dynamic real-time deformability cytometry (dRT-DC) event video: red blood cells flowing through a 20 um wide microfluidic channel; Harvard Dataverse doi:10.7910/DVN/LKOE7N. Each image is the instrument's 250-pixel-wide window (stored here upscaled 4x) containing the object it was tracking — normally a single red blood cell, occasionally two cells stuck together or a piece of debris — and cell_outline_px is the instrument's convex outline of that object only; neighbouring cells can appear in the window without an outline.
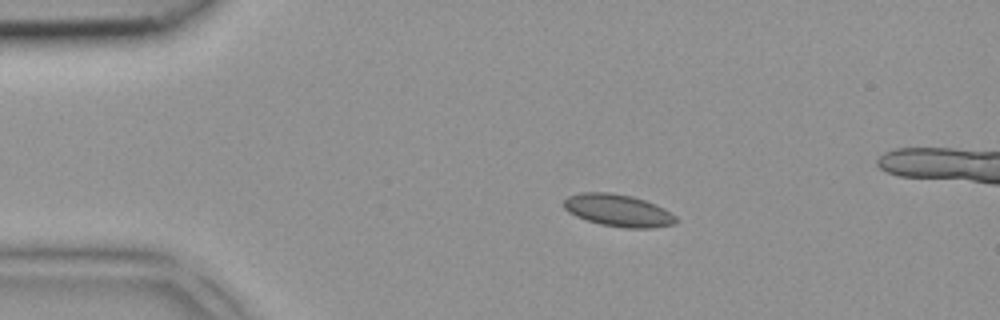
{"species": "common noctule bat (a hibernating species)", "species_latin": "Nyctalus noctula", "temperature_condition": "room temperature", "stored_images_in_passage": 3, "camera_frame_rate_fps": 3000, "um_per_image_px": 0.085, "animal": {"sex": "female", "body_mass_g": 18.4}, "frame": {"image": 1, "passage_image": 1, "time_ms": 0.0, "image_size_px": [1000, 320], "cell_outline_px": [[680, 220], [676, 224], [652, 228], [624, 228], [600, 224], [576, 216], [568, 212], [564, 208], [564, 200], [568, 196], [580, 192], [608, 192], [632, 196], [656, 204], [664, 208], [676, 216]], "centroid_in_image_um": [52.57, 17.89], "position_along_channel_um": 32.4, "area_um2": 21.21}}